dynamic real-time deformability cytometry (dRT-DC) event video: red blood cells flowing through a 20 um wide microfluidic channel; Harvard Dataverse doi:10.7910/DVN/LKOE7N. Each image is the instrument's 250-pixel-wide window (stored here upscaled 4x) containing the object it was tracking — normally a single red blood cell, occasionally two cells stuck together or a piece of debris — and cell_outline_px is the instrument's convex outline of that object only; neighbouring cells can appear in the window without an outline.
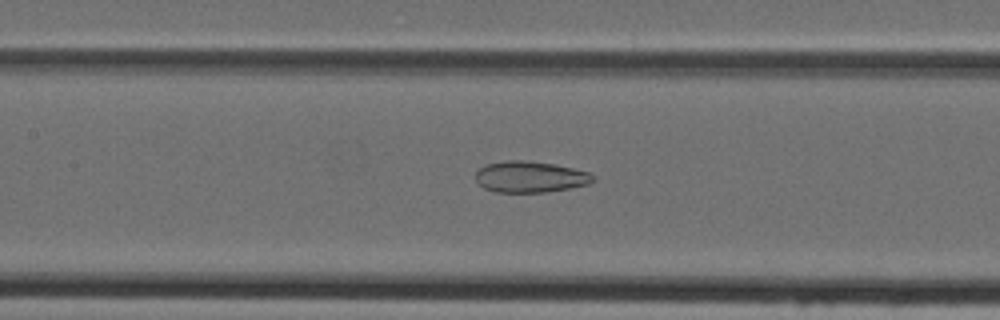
{"species": "Egyptian fruit bat (a non-hibernating species)", "species_latin": "Rousettus aegyptiacus", "temperature_condition": "cold", "stored_images_in_passage": 36, "camera_frame_rate_fps": 3000, "um_per_image_px": 0.085, "animal": {"sex": "female"}, "frame": {"image": 1, "passage_image": 16, "time_ms": 5.0, "image_size_px": [1000, 320], "cell_outline_px": [[596, 180], [588, 184], [568, 188], [544, 192], [496, 192], [484, 188], [476, 180], [476, 172], [480, 168], [488, 164], [504, 160], [524, 160], [552, 164], [572, 168], [588, 172], [596, 176]], "centroid_in_image_um": [45.07, 15.03], "position_along_channel_um": 162.3, "area_um2": 21.21}}
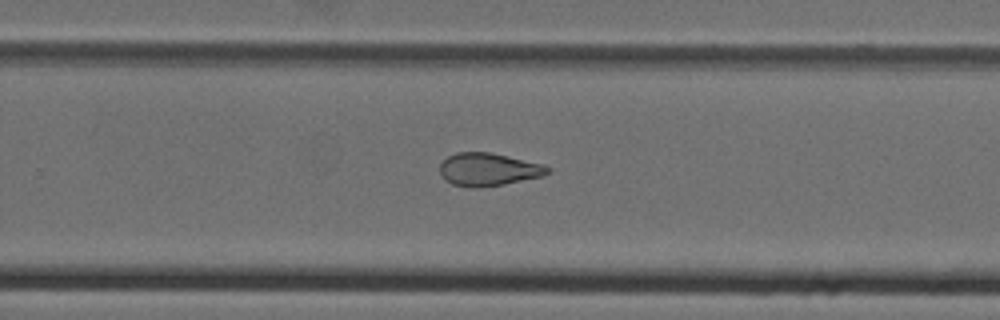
{"frame": {"image": 2, "passage_image": 25, "time_ms": 8.0, "image_size_px": [1000, 320], "cell_outline_px": [[552, 168], [544, 176], [504, 184], [480, 188], [472, 188], [452, 184], [444, 180], [440, 172], [440, 164], [448, 156], [456, 152], [488, 152], [544, 164]], "centroid_in_image_um": [41.51, 14.41], "position_along_channel_um": 288.3, "area_um2": 20.75}}
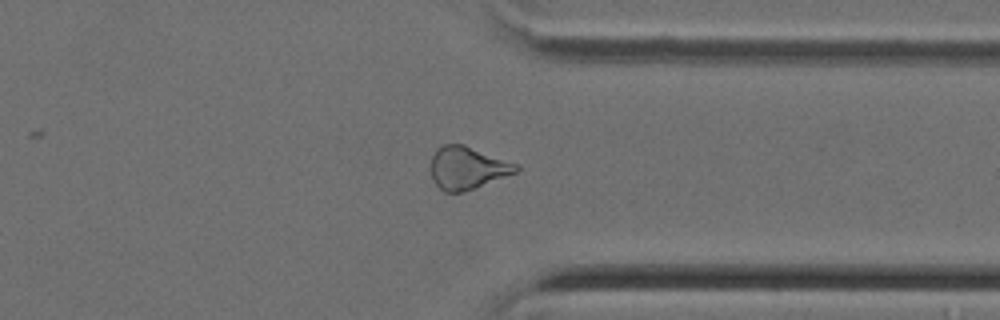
{"frame": {"image": 3, "passage_image": 31, "time_ms": 10.0, "image_size_px": [1000, 320], "cell_outline_px": [[520, 168], [516, 172], [476, 188], [460, 192], [444, 192], [432, 180], [432, 156], [436, 148], [440, 144], [464, 144], [520, 164]], "centroid_in_image_um": [39.74, 14.25], "position_along_channel_um": 371.7, "area_um2": 21.33}}